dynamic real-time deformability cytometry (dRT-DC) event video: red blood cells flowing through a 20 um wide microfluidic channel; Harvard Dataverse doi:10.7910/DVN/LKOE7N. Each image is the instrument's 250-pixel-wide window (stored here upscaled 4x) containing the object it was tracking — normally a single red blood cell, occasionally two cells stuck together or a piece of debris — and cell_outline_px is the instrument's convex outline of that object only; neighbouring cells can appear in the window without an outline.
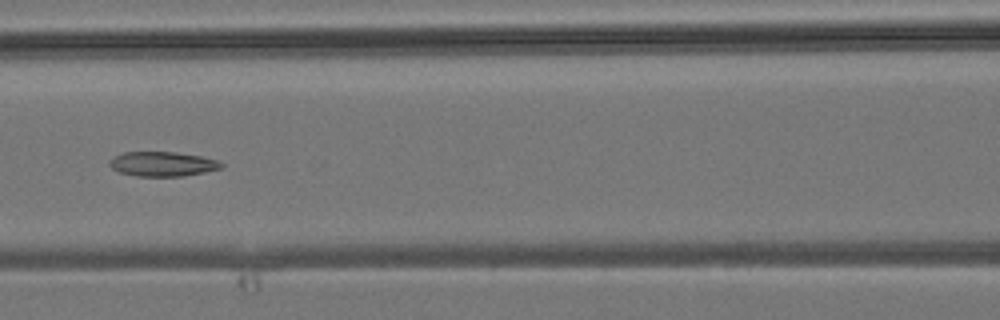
{"species": "common noctule bat (a hibernating species)", "species_latin": "Nyctalus noctula", "temperature_condition": "room temperature", "stored_images_in_passage": 7, "camera_frame_rate_fps": 3000, "um_per_image_px": 0.085, "animal": {"sex": "male", "body_mass_g": 19.2, "forearm_length_mm": 51.8}, "frame": {"image": 1, "passage_image": 7, "time_ms": 6.667, "image_size_px": [1000, 320], "cell_outline_px": [[224, 168], [184, 176], [136, 176], [120, 172], [112, 168], [108, 164], [108, 160], [124, 152], [176, 152], [200, 156], [216, 160], [224, 164]], "centroid_in_image_um": [13.82, 13.94], "position_along_channel_um": 152.8, "area_um2": 16.01}}